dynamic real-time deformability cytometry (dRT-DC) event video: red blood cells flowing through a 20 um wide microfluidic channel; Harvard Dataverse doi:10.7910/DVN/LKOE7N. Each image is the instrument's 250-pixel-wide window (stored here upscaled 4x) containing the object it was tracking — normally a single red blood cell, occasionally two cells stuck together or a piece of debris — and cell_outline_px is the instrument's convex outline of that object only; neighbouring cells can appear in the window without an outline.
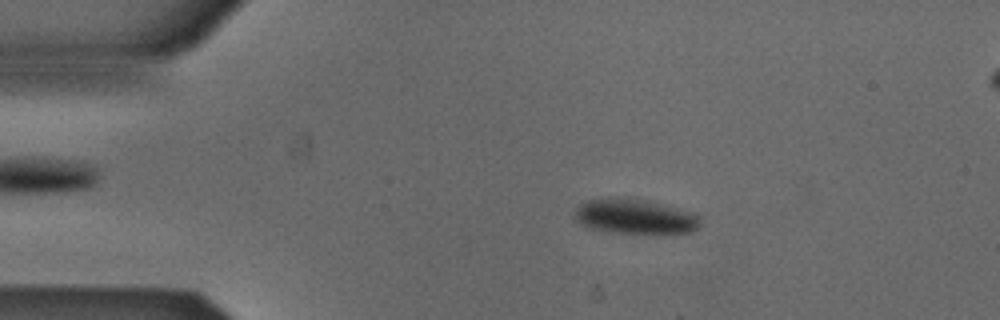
{"species": "Egyptian fruit bat (a non-hibernating species)", "species_latin": "Rousettus aegyptiacus", "temperature_condition": "cold", "stored_images_in_passage": 53, "segment_of_instrument_passage": [1, 2], "camera_frame_rate_fps": 3000, "um_per_image_px": 0.085, "animal": {"sex": "male"}, "frame": {"image": 1, "passage_image": 9, "time_ms": 2.667, "image_size_px": [1000, 320], "cell_outline_px": [[700, 224], [696, 228], [688, 232], [616, 232], [584, 228], [576, 220], [576, 208], [580, 204], [588, 200], [636, 200], [676, 208], [692, 212], [696, 216]], "centroid_in_image_um": [53.9, 18.44], "position_along_channel_um": 31.1, "area_um2": 23.87}}
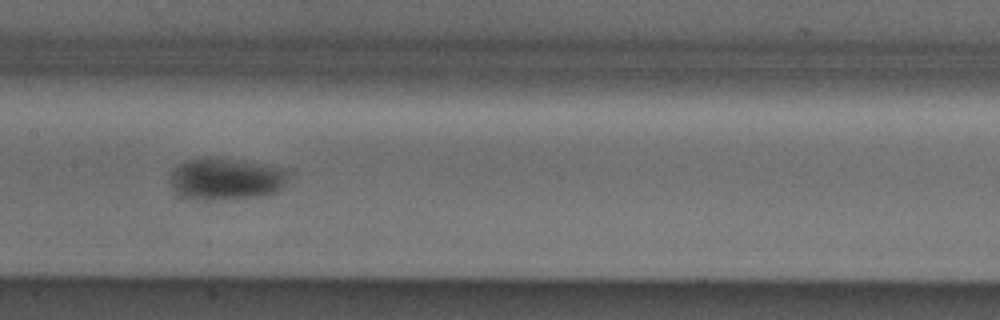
{"frame": {"image": 2, "passage_image": 25, "time_ms": 8.0, "image_size_px": [1000, 320], "cell_outline_px": [[292, 172], [284, 184], [276, 192], [260, 196], [208, 200], [192, 200], [176, 188], [172, 184], [172, 172], [180, 164], [188, 160], [224, 160], [292, 168]], "centroid_in_image_um": [19.35, 15.24], "position_along_channel_um": 188.1, "area_um2": 27.63}}
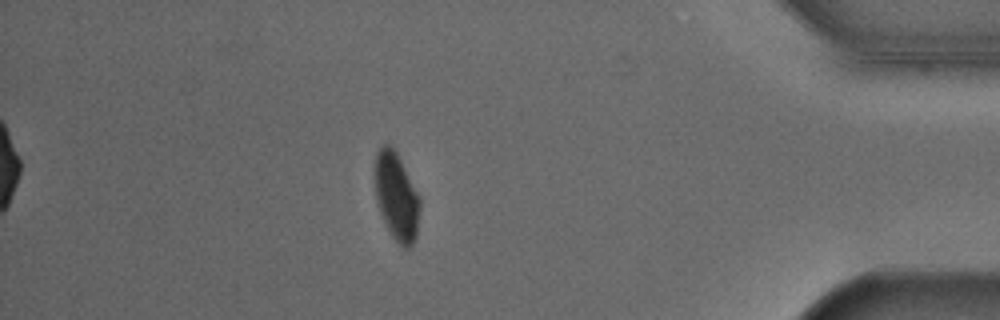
{"frame": {"image": 3, "passage_image": 45, "time_ms": 14.667, "image_size_px": [1000, 320], "cell_outline_px": [[420, 208], [416, 236], [412, 244], [408, 248], [404, 248], [396, 244], [380, 212], [376, 196], [376, 152], [384, 144], [388, 144], [396, 152], [420, 200]], "centroid_in_image_um": [33.7, 16.77], "position_along_channel_um": 401.5, "area_um2": 22.31}}